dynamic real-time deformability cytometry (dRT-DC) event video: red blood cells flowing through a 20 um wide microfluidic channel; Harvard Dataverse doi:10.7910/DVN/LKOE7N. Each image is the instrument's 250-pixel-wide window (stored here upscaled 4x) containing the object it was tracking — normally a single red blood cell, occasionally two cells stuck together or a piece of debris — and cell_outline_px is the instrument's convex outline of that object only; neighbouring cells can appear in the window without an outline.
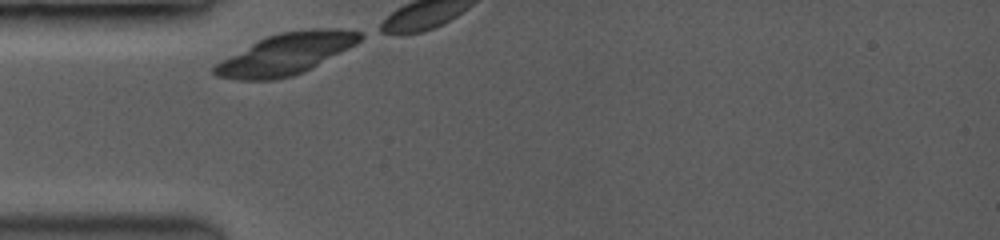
{"species": "common noctule bat (a hibernating species)", "species_latin": "Nyctalus noctula", "temperature_condition": "room temperature", "stored_images_in_passage": 4, "camera_frame_rate_fps": 3500, "um_per_image_px": 0.085, "animal": {"sex": "female", "body_mass_g": 19.0, "forearm_length_mm": 53.3}, "frame": {"image": 1, "passage_image": 1, "time_ms": 0.0, "image_size_px": [1000, 240], "cell_outline_px": [[364, 36], [356, 44], [304, 72], [292, 76], [272, 80], [240, 80], [216, 76], [212, 72], [212, 68], [220, 60], [268, 36], [280, 32], [312, 28], [340, 28], [360, 32]], "centroid_in_image_um": [24.32, 4.58], "position_along_channel_um": 60.7, "area_um2": 34.74}}